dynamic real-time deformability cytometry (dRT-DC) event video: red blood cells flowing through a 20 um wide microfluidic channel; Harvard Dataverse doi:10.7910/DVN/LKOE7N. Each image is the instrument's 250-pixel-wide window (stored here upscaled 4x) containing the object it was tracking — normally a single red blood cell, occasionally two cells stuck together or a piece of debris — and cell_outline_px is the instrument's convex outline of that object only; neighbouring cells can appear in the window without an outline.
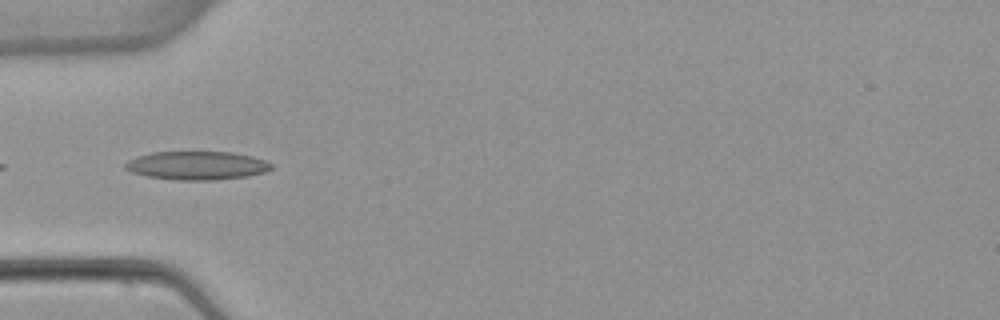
{"species": "common noctule bat (a hibernating species)", "species_latin": "Nyctalus noctula", "temperature_condition": "warm", "stored_images_in_passage": 5, "camera_frame_rate_fps": 3000, "um_per_image_px": 0.085, "animal": {"sex": "female", "body_mass_g": 22.7, "forearm_length_mm": 54.2}, "frame": {"image": 1, "passage_image": 5, "time_ms": 4.667, "image_size_px": [1000, 320], "cell_outline_px": [[272, 168], [264, 172], [248, 176], [216, 180], [180, 180], [148, 176], [132, 172], [124, 168], [124, 164], [128, 160], [136, 156], [152, 152], [232, 152], [252, 156], [264, 160], [272, 164]], "centroid_in_image_um": [16.73, 14.06], "position_along_channel_um": 68.3, "area_um2": 24.22}}